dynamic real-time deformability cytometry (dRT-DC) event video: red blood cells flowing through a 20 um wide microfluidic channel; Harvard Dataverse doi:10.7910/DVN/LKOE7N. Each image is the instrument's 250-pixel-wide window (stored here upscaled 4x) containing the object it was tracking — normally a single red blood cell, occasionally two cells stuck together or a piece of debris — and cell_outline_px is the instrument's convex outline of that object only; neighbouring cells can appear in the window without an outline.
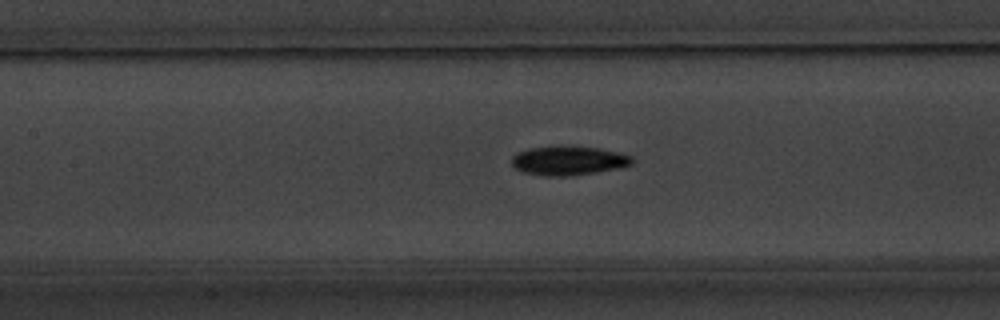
{"species": "common noctule bat (a hibernating species)", "species_latin": "Nyctalus noctula", "temperature_condition": "warm", "stored_images_in_passage": 35, "camera_frame_rate_fps": 3000, "um_per_image_px": 0.085, "animal": {"sex": "male", "body_mass_g": 20.1, "forearm_length_mm": 53.5}, "frame": {"image": 1, "passage_image": 4, "time_ms": 1.0, "image_size_px": [1000, 320], "cell_outline_px": [[632, 164], [620, 168], [572, 176], [544, 176], [524, 172], [516, 168], [512, 164], [512, 156], [516, 152], [528, 148], [552, 144], [564, 144], [600, 148], [632, 156]], "centroid_in_image_um": [48.28, 13.62], "position_along_channel_um": 159.1, "area_um2": 21.04}}
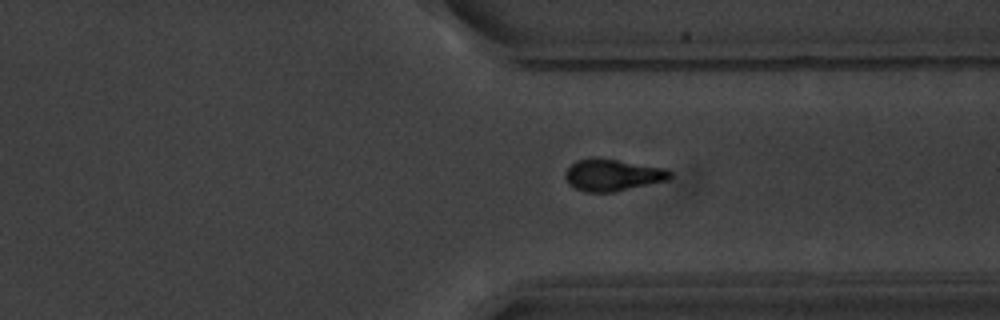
{"frame": {"image": 2, "passage_image": 21, "time_ms": 6.667, "image_size_px": [1000, 320], "cell_outline_px": [[672, 176], [668, 180], [616, 192], [584, 192], [568, 184], [564, 176], [564, 172], [576, 160], [616, 160], [668, 168], [672, 172]], "centroid_in_image_um": [52.11, 14.91], "position_along_channel_um": 359.3, "area_um2": 19.19}}
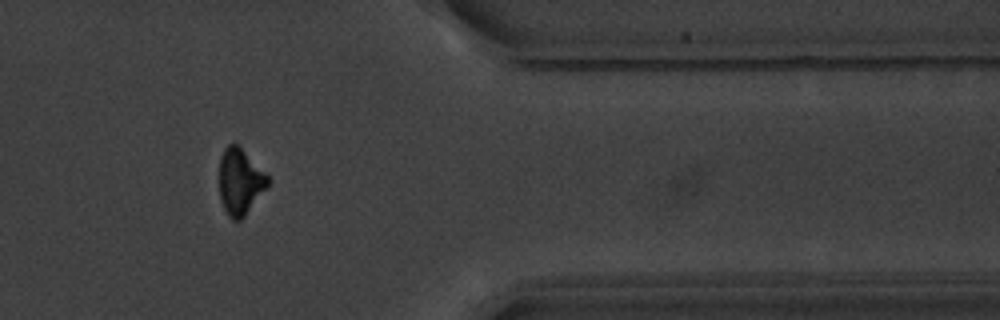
{"frame": {"image": 3, "passage_image": 25, "time_ms": 8.0, "image_size_px": [1000, 320], "cell_outline_px": [[272, 180], [268, 188], [244, 216], [240, 220], [232, 220], [228, 216], [220, 200], [220, 156], [224, 148], [228, 144], [236, 144]], "centroid_in_image_um": [20.42, 15.47], "position_along_channel_um": 391.0, "area_um2": 18.61}}